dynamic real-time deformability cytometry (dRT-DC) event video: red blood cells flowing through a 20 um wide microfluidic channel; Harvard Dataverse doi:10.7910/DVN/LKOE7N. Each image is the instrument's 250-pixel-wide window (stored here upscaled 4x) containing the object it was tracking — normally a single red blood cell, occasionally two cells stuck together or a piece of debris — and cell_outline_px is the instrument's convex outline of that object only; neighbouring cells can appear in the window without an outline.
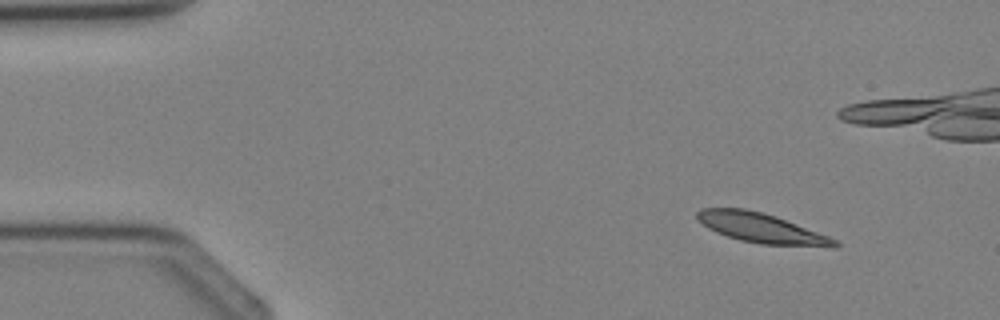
{"species": "Egyptian fruit bat (a non-hibernating species)", "species_latin": "Rousettus aegyptiacus", "temperature_condition": "cold", "stored_images_in_passage": 8, "camera_frame_rate_fps": 3000, "um_per_image_px": 0.085, "animal": {"sex": "female"}, "frame": {"image": 1, "passage_image": 2, "time_ms": 1.0, "image_size_px": [1000, 320], "cell_outline_px": [[840, 244], [836, 248], [832, 248], [760, 244], [740, 240], [716, 232], [708, 228], [696, 216], [696, 212], [700, 208], [744, 208], [776, 216], [828, 236], [836, 240]], "centroid_in_image_um": [64.76, 19.4], "position_along_channel_um": 20.2, "area_um2": 23.81}}
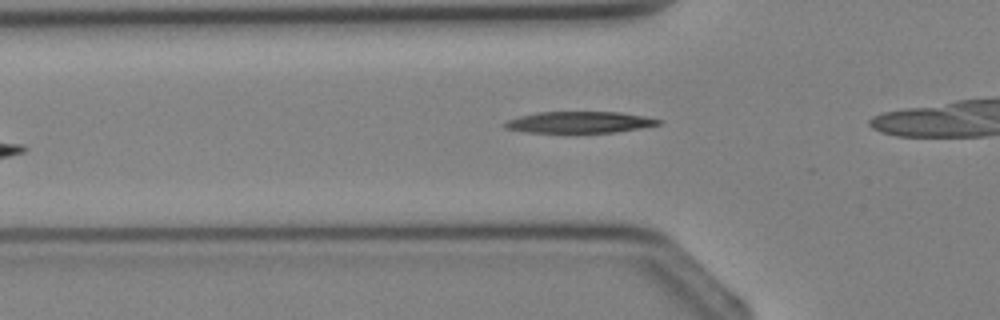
{"frame": {"image": 2, "passage_image": 5, "time_ms": 4.667, "image_size_px": [1000, 320], "cell_outline_px": [[664, 120], [660, 124], [640, 128], [616, 132], [524, 132], [504, 128], [500, 124], [508, 120], [520, 116], [536, 112], [620, 112], [644, 116]], "centroid_in_image_um": [49.23, 10.38], "position_along_channel_um": 76.6, "area_um2": 19.19}}